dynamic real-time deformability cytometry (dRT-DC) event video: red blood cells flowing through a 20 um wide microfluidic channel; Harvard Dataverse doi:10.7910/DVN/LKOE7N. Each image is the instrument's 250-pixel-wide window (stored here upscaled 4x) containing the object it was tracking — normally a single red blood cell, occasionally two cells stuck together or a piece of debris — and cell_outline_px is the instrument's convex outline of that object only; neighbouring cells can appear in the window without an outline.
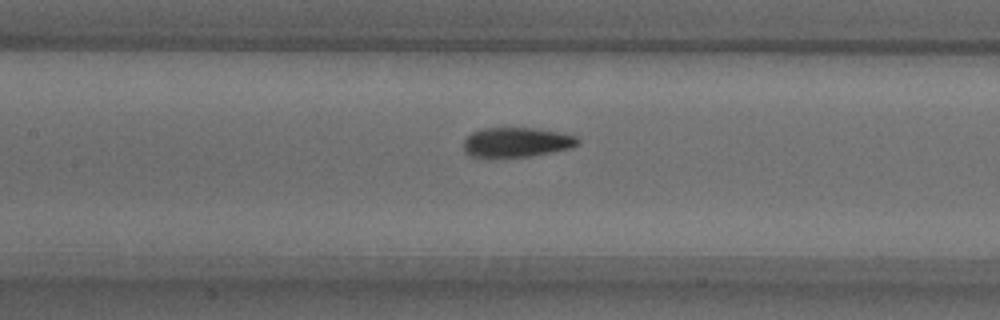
{"species": "common noctule bat (a hibernating species)", "species_latin": "Nyctalus noctula", "temperature_condition": "warm", "stored_images_in_passage": 41, "camera_frame_rate_fps": 3000, "um_per_image_px": 0.085, "animal": {"sex": "male", "body_mass_g": 18.8}, "frame": {"image": 1, "passage_image": 12, "time_ms": 3.667, "image_size_px": [1000, 320], "cell_outline_px": [[580, 144], [572, 148], [528, 156], [468, 156], [464, 152], [464, 140], [472, 132], [480, 128], [536, 128], [560, 132], [576, 136], [580, 140]], "centroid_in_image_um": [43.93, 12.07], "position_along_channel_um": 163.5, "area_um2": 19.65}}
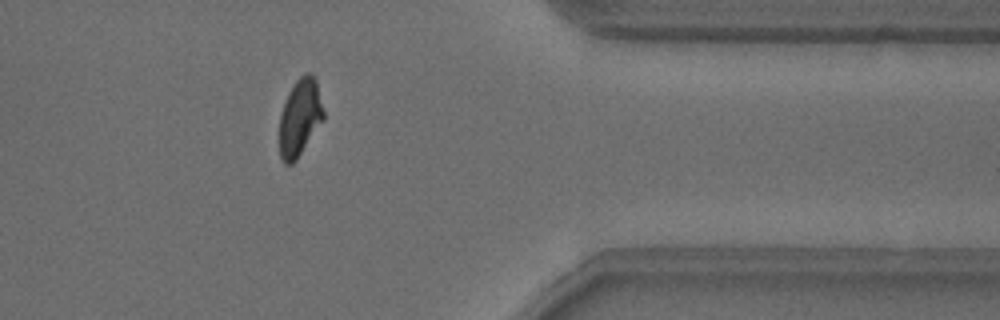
{"frame": {"image": 2, "passage_image": 31, "time_ms": 10.0, "image_size_px": [1000, 320], "cell_outline_px": [[324, 120], [296, 160], [292, 164], [284, 164], [280, 156], [280, 116], [288, 92], [292, 84], [300, 76], [308, 72], [316, 80], [324, 112]], "centroid_in_image_um": [25.49, 9.99], "position_along_channel_um": 385.9, "area_um2": 19.71}}
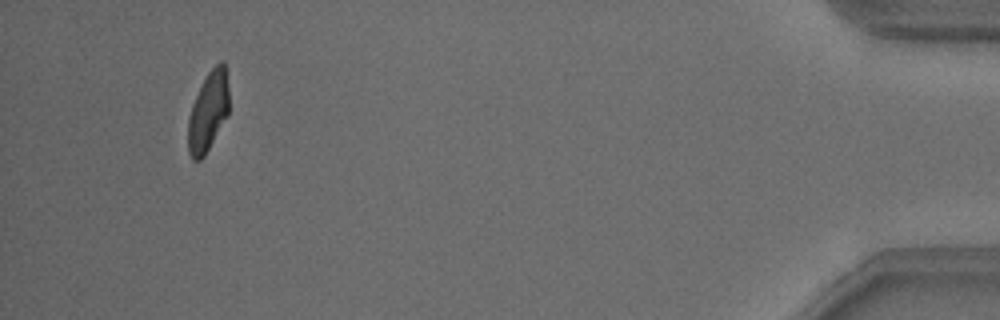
{"frame": {"image": 3, "passage_image": 38, "time_ms": 12.333, "image_size_px": [1000, 320], "cell_outline_px": [[228, 116], [204, 156], [200, 160], [192, 160], [188, 152], [188, 120], [192, 104], [208, 72], [220, 60], [224, 60], [228, 88]], "centroid_in_image_um": [17.7, 9.5], "position_along_channel_um": 417.5, "area_um2": 18.9}, "authors_computed_cell_mechanics": {"area_um2": 20.4612, "velocity_mm_per_s": 3.8091, "shape_relaxation_time_tau1_ms": 4.0465, "shape_relaxation_time_tau2_ms": 1.5256, "deformation_change_tau1": 0.1547, "deformation_change_tau2": 0.0734}}